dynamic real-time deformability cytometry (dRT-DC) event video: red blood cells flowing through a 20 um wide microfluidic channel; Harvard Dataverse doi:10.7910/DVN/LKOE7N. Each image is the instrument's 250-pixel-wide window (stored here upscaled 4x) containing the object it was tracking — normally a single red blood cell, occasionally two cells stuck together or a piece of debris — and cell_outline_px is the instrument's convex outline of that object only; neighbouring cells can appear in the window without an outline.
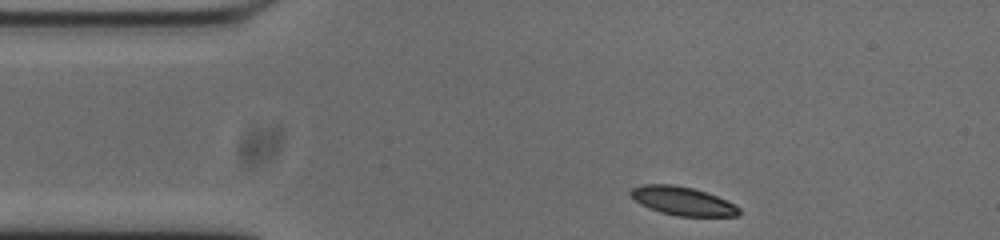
{"species": "common noctule bat (a hibernating species)", "species_latin": "Nyctalus noctula", "temperature_condition": "cold", "stored_images_in_passage": 46, "camera_frame_rate_fps": 3000, "um_per_image_px": 0.085, "animal": {"sex": "male", "body_mass_g": 20.0, "forearm_length_mm": 53.3}, "frame": {"image": 1, "passage_image": 1, "time_ms": 0.0, "image_size_px": [1000, 240], "cell_outline_px": [[740, 216], [676, 216], [660, 212], [648, 208], [640, 204], [628, 192], [632, 188], [644, 184], [672, 184], [692, 188], [716, 196], [740, 208]], "centroid_in_image_um": [57.99, 17.09], "position_along_channel_um": 27.0, "area_um2": 17.86}}
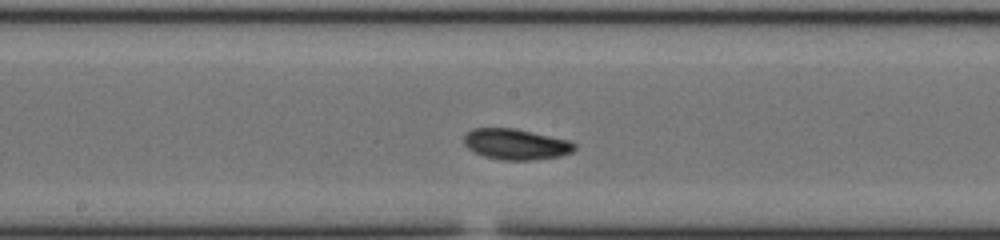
{"frame": {"image": 2, "passage_image": 19, "time_ms": 6.0, "image_size_px": [1000, 240], "cell_outline_px": [[576, 148], [572, 152], [560, 156], [532, 160], [504, 160], [484, 156], [468, 148], [464, 144], [464, 136], [472, 128], [512, 128], [532, 132], [568, 140], [576, 144]], "centroid_in_image_um": [43.85, 12.26], "position_along_channel_um": 204.3, "area_um2": 19.65}}
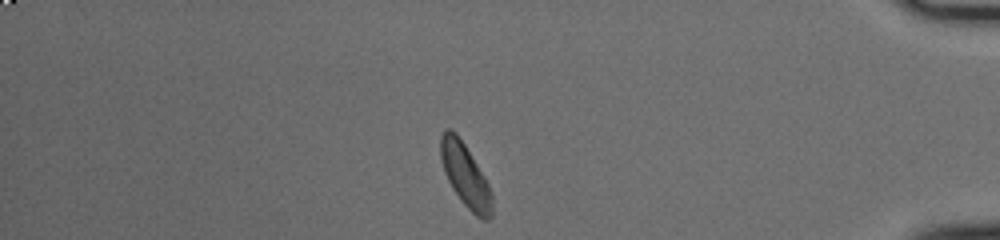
{"frame": {"image": 3, "passage_image": 38, "time_ms": 12.333, "image_size_px": [1000, 240], "cell_outline_px": [[492, 216], [488, 220], [480, 220], [460, 200], [452, 188], [444, 172], [440, 160], [440, 136], [444, 128], [452, 128], [456, 132], [464, 144], [488, 184], [492, 192]], "centroid_in_image_um": [39.53, 14.9], "position_along_channel_um": 395.7, "area_um2": 18.96}, "authors_computed_cell_mechanics": {"area_um2": 19.1318, "velocity_mm_per_s": 3.7173, "shape_relaxation_time_tau1_ms": 3.4966, "shape_relaxation_time_tau2_ms": null, "deformation_change_tau1": 0.1318, "deformation_change_tau2": null}}